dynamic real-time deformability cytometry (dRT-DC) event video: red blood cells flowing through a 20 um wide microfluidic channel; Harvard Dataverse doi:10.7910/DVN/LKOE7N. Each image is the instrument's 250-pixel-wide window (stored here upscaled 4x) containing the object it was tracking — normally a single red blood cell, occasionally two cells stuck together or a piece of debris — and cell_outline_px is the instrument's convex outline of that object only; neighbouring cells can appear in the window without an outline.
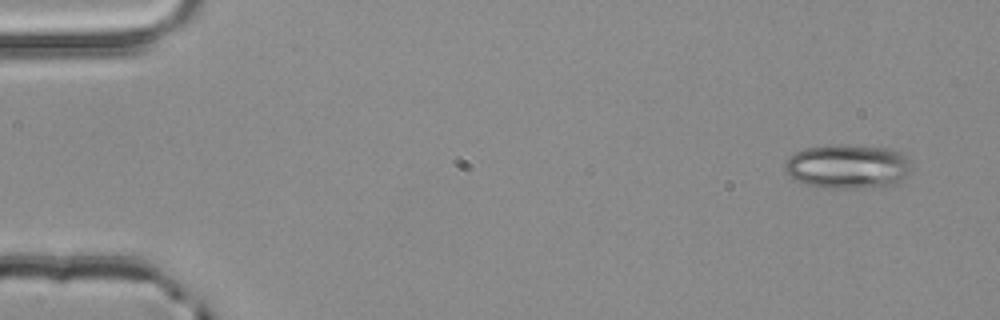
{"species": "common noctule bat (a hibernating species)", "species_latin": "Nyctalus noctula", "temperature_condition": "room temperature", "stored_images_in_passage": 4, "camera_frame_rate_fps": 3000, "um_per_image_px": 0.085, "animal": {"sex": "male", "body_mass_g": 20.4}, "frame": {"image": 1, "passage_image": 1, "time_ms": 0.0, "image_size_px": [1000, 320], "cell_outline_px": [[908, 172], [896, 184], [884, 188], [824, 188], [804, 184], [796, 180], [784, 168], [784, 164], [788, 156], [804, 148], [832, 144], [848, 144], [888, 148], [900, 152], [904, 156], [908, 168]], "centroid_in_image_um": [72.01, 14.15], "position_along_channel_um": 13.0, "area_um2": 32.83}}